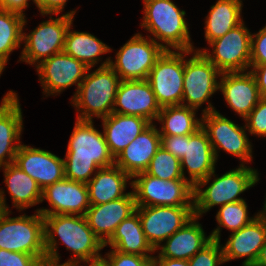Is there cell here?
Listing matches in <instances>:
<instances>
[{
    "label": "cell",
    "mask_w": 266,
    "mask_h": 266,
    "mask_svg": "<svg viewBox=\"0 0 266 266\" xmlns=\"http://www.w3.org/2000/svg\"><path fill=\"white\" fill-rule=\"evenodd\" d=\"M49 202L48 208L36 209L44 215H81L85 216L90 207L88 188L85 183L64 178L42 190V202Z\"/></svg>",
    "instance_id": "obj_16"
},
{
    "label": "cell",
    "mask_w": 266,
    "mask_h": 266,
    "mask_svg": "<svg viewBox=\"0 0 266 266\" xmlns=\"http://www.w3.org/2000/svg\"><path fill=\"white\" fill-rule=\"evenodd\" d=\"M198 216H193L178 231L170 236L163 245H159L158 256L153 258H172L189 260L199 250L206 246L211 240V236H207L202 225L197 222Z\"/></svg>",
    "instance_id": "obj_24"
},
{
    "label": "cell",
    "mask_w": 266,
    "mask_h": 266,
    "mask_svg": "<svg viewBox=\"0 0 266 266\" xmlns=\"http://www.w3.org/2000/svg\"><path fill=\"white\" fill-rule=\"evenodd\" d=\"M264 206H263V209L258 212L259 214H261L262 216H265L266 217V198H265V201H264Z\"/></svg>",
    "instance_id": "obj_50"
},
{
    "label": "cell",
    "mask_w": 266,
    "mask_h": 266,
    "mask_svg": "<svg viewBox=\"0 0 266 266\" xmlns=\"http://www.w3.org/2000/svg\"><path fill=\"white\" fill-rule=\"evenodd\" d=\"M242 0H217L205 18V39L208 44L224 36L243 22Z\"/></svg>",
    "instance_id": "obj_30"
},
{
    "label": "cell",
    "mask_w": 266,
    "mask_h": 266,
    "mask_svg": "<svg viewBox=\"0 0 266 266\" xmlns=\"http://www.w3.org/2000/svg\"><path fill=\"white\" fill-rule=\"evenodd\" d=\"M3 168V169H2ZM13 207L19 212L42 202V189L14 162L1 167Z\"/></svg>",
    "instance_id": "obj_29"
},
{
    "label": "cell",
    "mask_w": 266,
    "mask_h": 266,
    "mask_svg": "<svg viewBox=\"0 0 266 266\" xmlns=\"http://www.w3.org/2000/svg\"><path fill=\"white\" fill-rule=\"evenodd\" d=\"M254 266H266V242L262 246Z\"/></svg>",
    "instance_id": "obj_46"
},
{
    "label": "cell",
    "mask_w": 266,
    "mask_h": 266,
    "mask_svg": "<svg viewBox=\"0 0 266 266\" xmlns=\"http://www.w3.org/2000/svg\"><path fill=\"white\" fill-rule=\"evenodd\" d=\"M5 69V65L0 62V76L2 75V72Z\"/></svg>",
    "instance_id": "obj_51"
},
{
    "label": "cell",
    "mask_w": 266,
    "mask_h": 266,
    "mask_svg": "<svg viewBox=\"0 0 266 266\" xmlns=\"http://www.w3.org/2000/svg\"><path fill=\"white\" fill-rule=\"evenodd\" d=\"M266 242V217L258 214L249 224L232 232L225 245L221 244L224 262L246 258L242 266H254Z\"/></svg>",
    "instance_id": "obj_19"
},
{
    "label": "cell",
    "mask_w": 266,
    "mask_h": 266,
    "mask_svg": "<svg viewBox=\"0 0 266 266\" xmlns=\"http://www.w3.org/2000/svg\"><path fill=\"white\" fill-rule=\"evenodd\" d=\"M161 106L147 80H121L113 113L139 116L154 123Z\"/></svg>",
    "instance_id": "obj_17"
},
{
    "label": "cell",
    "mask_w": 266,
    "mask_h": 266,
    "mask_svg": "<svg viewBox=\"0 0 266 266\" xmlns=\"http://www.w3.org/2000/svg\"><path fill=\"white\" fill-rule=\"evenodd\" d=\"M145 172L163 180L184 179L180 159L162 146L157 150Z\"/></svg>",
    "instance_id": "obj_35"
},
{
    "label": "cell",
    "mask_w": 266,
    "mask_h": 266,
    "mask_svg": "<svg viewBox=\"0 0 266 266\" xmlns=\"http://www.w3.org/2000/svg\"><path fill=\"white\" fill-rule=\"evenodd\" d=\"M8 207L9 206L6 205L5 192L3 189H0V210L11 211Z\"/></svg>",
    "instance_id": "obj_48"
},
{
    "label": "cell",
    "mask_w": 266,
    "mask_h": 266,
    "mask_svg": "<svg viewBox=\"0 0 266 266\" xmlns=\"http://www.w3.org/2000/svg\"><path fill=\"white\" fill-rule=\"evenodd\" d=\"M197 109L184 105L161 107L157 121L162 124L160 135H190L202 127V119L196 117Z\"/></svg>",
    "instance_id": "obj_32"
},
{
    "label": "cell",
    "mask_w": 266,
    "mask_h": 266,
    "mask_svg": "<svg viewBox=\"0 0 266 266\" xmlns=\"http://www.w3.org/2000/svg\"><path fill=\"white\" fill-rule=\"evenodd\" d=\"M93 122L76 119L64 158L66 179L87 184L100 168L115 164L104 133Z\"/></svg>",
    "instance_id": "obj_2"
},
{
    "label": "cell",
    "mask_w": 266,
    "mask_h": 266,
    "mask_svg": "<svg viewBox=\"0 0 266 266\" xmlns=\"http://www.w3.org/2000/svg\"><path fill=\"white\" fill-rule=\"evenodd\" d=\"M133 191L125 197L100 205H90L85 218L94 234L105 244L117 226L136 211Z\"/></svg>",
    "instance_id": "obj_22"
},
{
    "label": "cell",
    "mask_w": 266,
    "mask_h": 266,
    "mask_svg": "<svg viewBox=\"0 0 266 266\" xmlns=\"http://www.w3.org/2000/svg\"><path fill=\"white\" fill-rule=\"evenodd\" d=\"M161 146L173 154L175 157L181 159L184 156L185 136L175 135H160Z\"/></svg>",
    "instance_id": "obj_41"
},
{
    "label": "cell",
    "mask_w": 266,
    "mask_h": 266,
    "mask_svg": "<svg viewBox=\"0 0 266 266\" xmlns=\"http://www.w3.org/2000/svg\"><path fill=\"white\" fill-rule=\"evenodd\" d=\"M219 208L220 209L216 214L218 226L210 234L213 240L219 242H221V227L226 228L231 232L238 231L245 225L249 224L259 214L256 213L255 216L249 217L248 205L245 200L227 203Z\"/></svg>",
    "instance_id": "obj_34"
},
{
    "label": "cell",
    "mask_w": 266,
    "mask_h": 266,
    "mask_svg": "<svg viewBox=\"0 0 266 266\" xmlns=\"http://www.w3.org/2000/svg\"><path fill=\"white\" fill-rule=\"evenodd\" d=\"M151 124L143 117L113 112L103 118V133L114 159Z\"/></svg>",
    "instance_id": "obj_26"
},
{
    "label": "cell",
    "mask_w": 266,
    "mask_h": 266,
    "mask_svg": "<svg viewBox=\"0 0 266 266\" xmlns=\"http://www.w3.org/2000/svg\"><path fill=\"white\" fill-rule=\"evenodd\" d=\"M219 91L230 108L245 119L261 99L256 80L252 73L226 72L218 78Z\"/></svg>",
    "instance_id": "obj_21"
},
{
    "label": "cell",
    "mask_w": 266,
    "mask_h": 266,
    "mask_svg": "<svg viewBox=\"0 0 266 266\" xmlns=\"http://www.w3.org/2000/svg\"><path fill=\"white\" fill-rule=\"evenodd\" d=\"M250 135L266 137V99L261 98L251 113L244 119ZM247 122V123H246Z\"/></svg>",
    "instance_id": "obj_38"
},
{
    "label": "cell",
    "mask_w": 266,
    "mask_h": 266,
    "mask_svg": "<svg viewBox=\"0 0 266 266\" xmlns=\"http://www.w3.org/2000/svg\"><path fill=\"white\" fill-rule=\"evenodd\" d=\"M11 211L0 210V249L27 253L39 261L46 260L44 216L9 217Z\"/></svg>",
    "instance_id": "obj_6"
},
{
    "label": "cell",
    "mask_w": 266,
    "mask_h": 266,
    "mask_svg": "<svg viewBox=\"0 0 266 266\" xmlns=\"http://www.w3.org/2000/svg\"><path fill=\"white\" fill-rule=\"evenodd\" d=\"M266 63V25L257 33H251L250 64Z\"/></svg>",
    "instance_id": "obj_39"
},
{
    "label": "cell",
    "mask_w": 266,
    "mask_h": 266,
    "mask_svg": "<svg viewBox=\"0 0 266 266\" xmlns=\"http://www.w3.org/2000/svg\"><path fill=\"white\" fill-rule=\"evenodd\" d=\"M26 17L0 9V62L7 64L10 54L20 48Z\"/></svg>",
    "instance_id": "obj_33"
},
{
    "label": "cell",
    "mask_w": 266,
    "mask_h": 266,
    "mask_svg": "<svg viewBox=\"0 0 266 266\" xmlns=\"http://www.w3.org/2000/svg\"><path fill=\"white\" fill-rule=\"evenodd\" d=\"M223 263L221 244L213 239L188 260L189 266H219Z\"/></svg>",
    "instance_id": "obj_36"
},
{
    "label": "cell",
    "mask_w": 266,
    "mask_h": 266,
    "mask_svg": "<svg viewBox=\"0 0 266 266\" xmlns=\"http://www.w3.org/2000/svg\"><path fill=\"white\" fill-rule=\"evenodd\" d=\"M187 55H192L189 59ZM187 59H186V58ZM221 72L198 51H184V78L182 105L194 109L207 102L202 114L216 111L209 98L219 90ZM186 102V103H185Z\"/></svg>",
    "instance_id": "obj_7"
},
{
    "label": "cell",
    "mask_w": 266,
    "mask_h": 266,
    "mask_svg": "<svg viewBox=\"0 0 266 266\" xmlns=\"http://www.w3.org/2000/svg\"><path fill=\"white\" fill-rule=\"evenodd\" d=\"M201 115L202 128L208 135L216 160H218V152L222 149L239 158L241 165L252 161L253 146L248 139L246 125L235 124L217 110Z\"/></svg>",
    "instance_id": "obj_12"
},
{
    "label": "cell",
    "mask_w": 266,
    "mask_h": 266,
    "mask_svg": "<svg viewBox=\"0 0 266 266\" xmlns=\"http://www.w3.org/2000/svg\"><path fill=\"white\" fill-rule=\"evenodd\" d=\"M44 234L46 260L60 263L61 257L57 250L59 240L56 237L66 246V250L73 252V257L63 263L65 266H75L103 257L100 251L104 244L89 227L85 216L44 215Z\"/></svg>",
    "instance_id": "obj_1"
},
{
    "label": "cell",
    "mask_w": 266,
    "mask_h": 266,
    "mask_svg": "<svg viewBox=\"0 0 266 266\" xmlns=\"http://www.w3.org/2000/svg\"><path fill=\"white\" fill-rule=\"evenodd\" d=\"M14 163L32 177L42 190L65 178L64 159L47 150L21 143Z\"/></svg>",
    "instance_id": "obj_18"
},
{
    "label": "cell",
    "mask_w": 266,
    "mask_h": 266,
    "mask_svg": "<svg viewBox=\"0 0 266 266\" xmlns=\"http://www.w3.org/2000/svg\"><path fill=\"white\" fill-rule=\"evenodd\" d=\"M38 262L33 255L0 249V266H36Z\"/></svg>",
    "instance_id": "obj_40"
},
{
    "label": "cell",
    "mask_w": 266,
    "mask_h": 266,
    "mask_svg": "<svg viewBox=\"0 0 266 266\" xmlns=\"http://www.w3.org/2000/svg\"><path fill=\"white\" fill-rule=\"evenodd\" d=\"M35 67L43 94L47 97L56 96L74 84H77L78 89L89 69L64 51L52 55Z\"/></svg>",
    "instance_id": "obj_15"
},
{
    "label": "cell",
    "mask_w": 266,
    "mask_h": 266,
    "mask_svg": "<svg viewBox=\"0 0 266 266\" xmlns=\"http://www.w3.org/2000/svg\"><path fill=\"white\" fill-rule=\"evenodd\" d=\"M153 266H189L188 260L172 258H153Z\"/></svg>",
    "instance_id": "obj_45"
},
{
    "label": "cell",
    "mask_w": 266,
    "mask_h": 266,
    "mask_svg": "<svg viewBox=\"0 0 266 266\" xmlns=\"http://www.w3.org/2000/svg\"><path fill=\"white\" fill-rule=\"evenodd\" d=\"M67 1L68 0H34V4L42 16H47L49 14L59 15V13L63 12Z\"/></svg>",
    "instance_id": "obj_42"
},
{
    "label": "cell",
    "mask_w": 266,
    "mask_h": 266,
    "mask_svg": "<svg viewBox=\"0 0 266 266\" xmlns=\"http://www.w3.org/2000/svg\"><path fill=\"white\" fill-rule=\"evenodd\" d=\"M132 179L136 206H194V186L187 179L166 181L145 171Z\"/></svg>",
    "instance_id": "obj_8"
},
{
    "label": "cell",
    "mask_w": 266,
    "mask_h": 266,
    "mask_svg": "<svg viewBox=\"0 0 266 266\" xmlns=\"http://www.w3.org/2000/svg\"><path fill=\"white\" fill-rule=\"evenodd\" d=\"M160 147L161 137L157 126L152 123L115 158V164L133 177L148 168Z\"/></svg>",
    "instance_id": "obj_25"
},
{
    "label": "cell",
    "mask_w": 266,
    "mask_h": 266,
    "mask_svg": "<svg viewBox=\"0 0 266 266\" xmlns=\"http://www.w3.org/2000/svg\"><path fill=\"white\" fill-rule=\"evenodd\" d=\"M209 45L212 52L206 48H197L194 51L202 52L221 73L243 72L250 69L251 32L244 21L224 36L211 41Z\"/></svg>",
    "instance_id": "obj_11"
},
{
    "label": "cell",
    "mask_w": 266,
    "mask_h": 266,
    "mask_svg": "<svg viewBox=\"0 0 266 266\" xmlns=\"http://www.w3.org/2000/svg\"><path fill=\"white\" fill-rule=\"evenodd\" d=\"M83 264L88 265V266H108V264L103 258L95 260V261L83 262ZM75 266H84V265H81V263H79Z\"/></svg>",
    "instance_id": "obj_47"
},
{
    "label": "cell",
    "mask_w": 266,
    "mask_h": 266,
    "mask_svg": "<svg viewBox=\"0 0 266 266\" xmlns=\"http://www.w3.org/2000/svg\"><path fill=\"white\" fill-rule=\"evenodd\" d=\"M183 78L184 51L165 50L147 77L161 107L182 105Z\"/></svg>",
    "instance_id": "obj_13"
},
{
    "label": "cell",
    "mask_w": 266,
    "mask_h": 266,
    "mask_svg": "<svg viewBox=\"0 0 266 266\" xmlns=\"http://www.w3.org/2000/svg\"><path fill=\"white\" fill-rule=\"evenodd\" d=\"M29 0H0V9L20 14L24 17V10L28 8ZM34 2V0H32Z\"/></svg>",
    "instance_id": "obj_44"
},
{
    "label": "cell",
    "mask_w": 266,
    "mask_h": 266,
    "mask_svg": "<svg viewBox=\"0 0 266 266\" xmlns=\"http://www.w3.org/2000/svg\"><path fill=\"white\" fill-rule=\"evenodd\" d=\"M102 257L108 266H153L154 256H141L119 252L112 248Z\"/></svg>",
    "instance_id": "obj_37"
},
{
    "label": "cell",
    "mask_w": 266,
    "mask_h": 266,
    "mask_svg": "<svg viewBox=\"0 0 266 266\" xmlns=\"http://www.w3.org/2000/svg\"><path fill=\"white\" fill-rule=\"evenodd\" d=\"M164 51L149 35L136 33L117 51L115 61L110 60L109 66L121 80H147Z\"/></svg>",
    "instance_id": "obj_10"
},
{
    "label": "cell",
    "mask_w": 266,
    "mask_h": 266,
    "mask_svg": "<svg viewBox=\"0 0 266 266\" xmlns=\"http://www.w3.org/2000/svg\"><path fill=\"white\" fill-rule=\"evenodd\" d=\"M142 230L156 249L194 216V206H137Z\"/></svg>",
    "instance_id": "obj_14"
},
{
    "label": "cell",
    "mask_w": 266,
    "mask_h": 266,
    "mask_svg": "<svg viewBox=\"0 0 266 266\" xmlns=\"http://www.w3.org/2000/svg\"><path fill=\"white\" fill-rule=\"evenodd\" d=\"M71 28L72 24L67 29L63 51L84 63L88 68L95 67L101 61L102 54L112 52L111 47L91 33L73 31Z\"/></svg>",
    "instance_id": "obj_31"
},
{
    "label": "cell",
    "mask_w": 266,
    "mask_h": 266,
    "mask_svg": "<svg viewBox=\"0 0 266 266\" xmlns=\"http://www.w3.org/2000/svg\"><path fill=\"white\" fill-rule=\"evenodd\" d=\"M132 177L116 164L100 168L86 184L90 205H100L125 197L127 182Z\"/></svg>",
    "instance_id": "obj_27"
},
{
    "label": "cell",
    "mask_w": 266,
    "mask_h": 266,
    "mask_svg": "<svg viewBox=\"0 0 266 266\" xmlns=\"http://www.w3.org/2000/svg\"><path fill=\"white\" fill-rule=\"evenodd\" d=\"M143 3L144 15L140 26L153 36L156 43L164 50L195 49L184 10L179 9L171 0H143Z\"/></svg>",
    "instance_id": "obj_4"
},
{
    "label": "cell",
    "mask_w": 266,
    "mask_h": 266,
    "mask_svg": "<svg viewBox=\"0 0 266 266\" xmlns=\"http://www.w3.org/2000/svg\"><path fill=\"white\" fill-rule=\"evenodd\" d=\"M23 127L18 94L10 90L0 104V168L15 161Z\"/></svg>",
    "instance_id": "obj_20"
},
{
    "label": "cell",
    "mask_w": 266,
    "mask_h": 266,
    "mask_svg": "<svg viewBox=\"0 0 266 266\" xmlns=\"http://www.w3.org/2000/svg\"><path fill=\"white\" fill-rule=\"evenodd\" d=\"M107 245L122 253L141 256H154L151 254L156 251L146 239L137 211L117 226L104 247Z\"/></svg>",
    "instance_id": "obj_28"
},
{
    "label": "cell",
    "mask_w": 266,
    "mask_h": 266,
    "mask_svg": "<svg viewBox=\"0 0 266 266\" xmlns=\"http://www.w3.org/2000/svg\"><path fill=\"white\" fill-rule=\"evenodd\" d=\"M110 60L111 57L106 58L91 73L89 68L71 98L72 106L77 109V120L93 121L94 117L103 119L112 113L121 79L109 66Z\"/></svg>",
    "instance_id": "obj_3"
},
{
    "label": "cell",
    "mask_w": 266,
    "mask_h": 266,
    "mask_svg": "<svg viewBox=\"0 0 266 266\" xmlns=\"http://www.w3.org/2000/svg\"><path fill=\"white\" fill-rule=\"evenodd\" d=\"M180 162L184 179L189 180L193 186L215 170L217 160L208 135L202 127L193 134L185 135L184 156ZM185 168L189 178L185 175Z\"/></svg>",
    "instance_id": "obj_23"
},
{
    "label": "cell",
    "mask_w": 266,
    "mask_h": 266,
    "mask_svg": "<svg viewBox=\"0 0 266 266\" xmlns=\"http://www.w3.org/2000/svg\"><path fill=\"white\" fill-rule=\"evenodd\" d=\"M211 179L213 180L209 183ZM257 182H259V172L249 166L240 164L220 177L214 170L194 186V215L200 218L214 206L245 200L239 195L254 187ZM204 186H207L206 189H202Z\"/></svg>",
    "instance_id": "obj_5"
},
{
    "label": "cell",
    "mask_w": 266,
    "mask_h": 266,
    "mask_svg": "<svg viewBox=\"0 0 266 266\" xmlns=\"http://www.w3.org/2000/svg\"><path fill=\"white\" fill-rule=\"evenodd\" d=\"M36 266H65L63 263L59 264L58 262H53L50 260L39 261Z\"/></svg>",
    "instance_id": "obj_49"
},
{
    "label": "cell",
    "mask_w": 266,
    "mask_h": 266,
    "mask_svg": "<svg viewBox=\"0 0 266 266\" xmlns=\"http://www.w3.org/2000/svg\"><path fill=\"white\" fill-rule=\"evenodd\" d=\"M250 72L256 80L261 98L266 99V63L250 64Z\"/></svg>",
    "instance_id": "obj_43"
},
{
    "label": "cell",
    "mask_w": 266,
    "mask_h": 266,
    "mask_svg": "<svg viewBox=\"0 0 266 266\" xmlns=\"http://www.w3.org/2000/svg\"><path fill=\"white\" fill-rule=\"evenodd\" d=\"M76 10L62 14L58 18H52L40 23L30 33H24V42L21 56L22 62L30 65H39L42 61L64 50L65 35L70 24H73Z\"/></svg>",
    "instance_id": "obj_9"
}]
</instances>
